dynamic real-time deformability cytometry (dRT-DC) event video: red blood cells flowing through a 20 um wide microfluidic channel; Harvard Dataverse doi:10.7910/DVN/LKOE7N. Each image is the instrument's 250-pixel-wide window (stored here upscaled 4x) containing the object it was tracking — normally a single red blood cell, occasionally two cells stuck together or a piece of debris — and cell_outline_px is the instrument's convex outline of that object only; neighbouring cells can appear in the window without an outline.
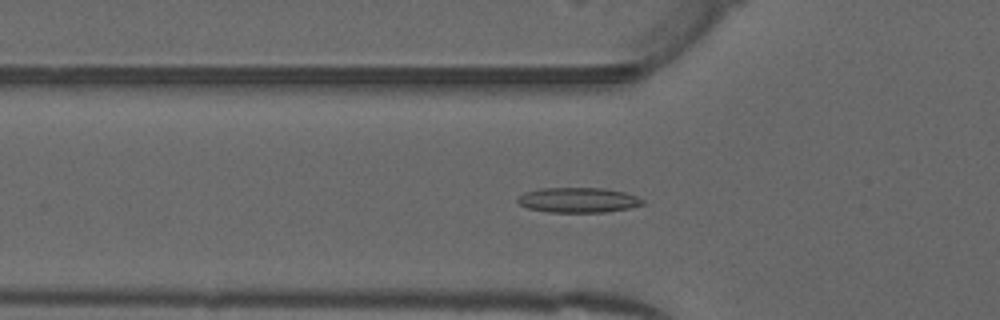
{"species": "common noctule bat (a hibernating species)", "species_latin": "Nyctalus noctula", "temperature_condition": "warm", "stored_images_in_passage": 50, "camera_frame_rate_fps": 3000, "um_per_image_px": 0.085, "animal": {"sex": "male", "forearm_length_mm": 52.5}, "frame": {"image": 1, "passage_image": 16, "time_ms": 5.0, "image_size_px": [1000, 320], "cell_outline_px": [[644, 204], [628, 208], [604, 212], [548, 212], [528, 208], [520, 204], [516, 200], [524, 192], [540, 188], [604, 188], [624, 192], [636, 196], [644, 200]], "centroid_in_image_um": [49.14, 17.0], "position_along_channel_um": 76.7, "area_um2": 18.15}}
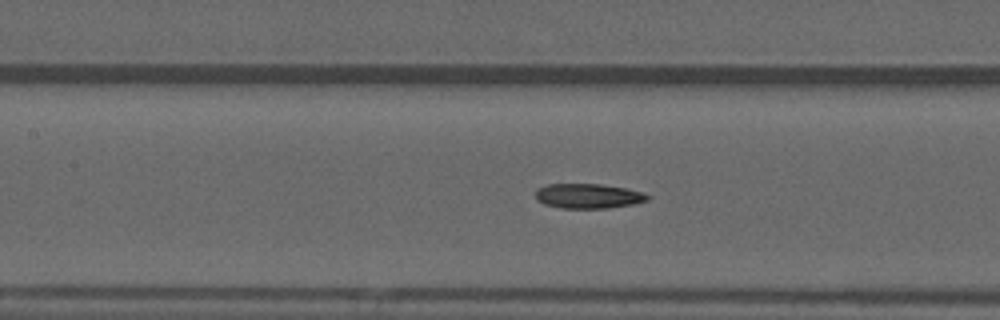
{"frame": {"image": 2, "passage_image": 22, "time_ms": 7.0, "image_size_px": [1000, 320], "cell_outline_px": [[652, 196], [648, 200], [636, 204], [608, 208], [560, 208], [544, 204], [536, 200], [536, 188], [548, 184], [600, 184], [624, 188], [644, 192]], "centroid_in_image_um": [50.02, 16.66], "position_along_channel_um": 157.4, "area_um2": 16.36}}
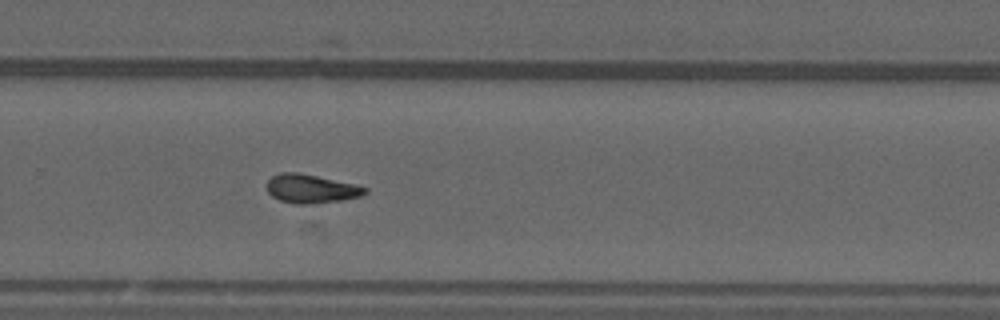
{"frame": {"image": 3, "passage_image": 33, "time_ms": 10.667, "image_size_px": [1000, 320], "cell_outline_px": [[368, 192], [360, 196], [344, 200], [312, 204], [296, 204], [280, 200], [272, 196], [268, 192], [264, 184], [272, 176], [280, 172], [296, 172], [316, 176], [352, 184], [368, 188]], "centroid_in_image_um": [26.39, 16.05], "position_along_channel_um": 303.4, "area_um2": 16.42}, "authors_computed_cell_mechanics": {"area_um2": 16.2996, "velocity_mm_per_s": 4.0043, "shape_relaxation_time_tau1_ms": null, "shape_relaxation_time_tau2_ms": 3.7233, "deformation_change_tau1": null, "deformation_change_tau2": 0.1078}}